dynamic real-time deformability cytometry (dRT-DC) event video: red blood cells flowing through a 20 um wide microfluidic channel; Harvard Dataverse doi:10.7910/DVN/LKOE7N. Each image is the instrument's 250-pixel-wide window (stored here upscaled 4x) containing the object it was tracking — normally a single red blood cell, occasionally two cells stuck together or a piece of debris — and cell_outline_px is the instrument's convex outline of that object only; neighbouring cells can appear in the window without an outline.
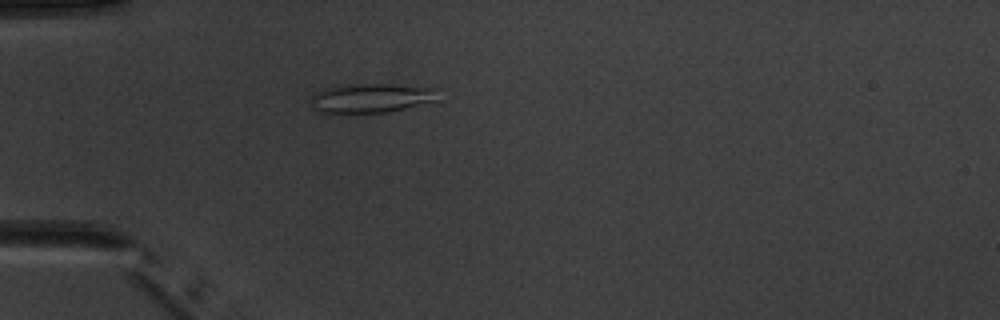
{"species": "common noctule bat (a hibernating species)", "species_latin": "Nyctalus noctula", "temperature_condition": "warm", "stored_images_in_passage": 5, "camera_frame_rate_fps": 3000, "um_per_image_px": 0.085, "animal": {"sex": "male", "body_mass_g": 20.1, "forearm_length_mm": 53.5}, "frame": {"image": 1, "passage_image": 5, "time_ms": 4.667, "image_size_px": [1000, 320], "cell_outline_px": [[440, 100], [404, 108], [384, 112], [320, 112], [312, 108], [308, 100], [312, 92], [324, 88], [348, 84], [392, 84], [440, 88]], "centroid_in_image_um": [31.56, 8.31], "position_along_channel_um": 53.4, "area_um2": 22.08}}